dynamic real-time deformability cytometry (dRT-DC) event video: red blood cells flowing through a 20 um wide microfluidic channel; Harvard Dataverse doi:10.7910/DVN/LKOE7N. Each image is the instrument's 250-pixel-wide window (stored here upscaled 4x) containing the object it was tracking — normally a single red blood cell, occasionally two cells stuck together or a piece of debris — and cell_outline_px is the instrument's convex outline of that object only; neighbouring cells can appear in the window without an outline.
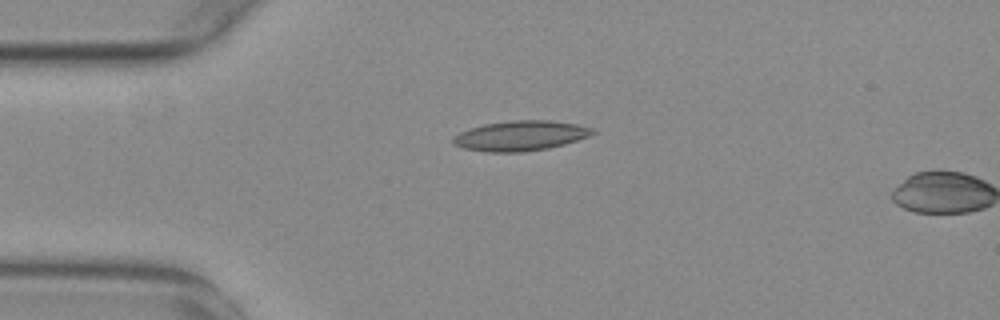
{"species": "common noctule bat (a hibernating species)", "species_latin": "Nyctalus noctula", "temperature_condition": "warm", "stored_images_in_passage": 2, "camera_frame_rate_fps": 3000, "um_per_image_px": 0.085, "animal": {"sex": "female", "body_mass_g": 29.2, "forearm_length_mm": 56.3}, "frame": {"image": 1, "passage_image": 1, "time_ms": 0.0, "image_size_px": [1000, 320], "cell_outline_px": [[596, 132], [588, 136], [564, 144], [548, 148], [524, 152], [488, 152], [464, 148], [452, 144], [452, 136], [460, 132], [484, 124], [512, 120], [548, 120], [576, 124], [592, 128]], "centroid_in_image_um": [44.21, 11.54], "position_along_channel_um": 40.8, "area_um2": 24.28}}